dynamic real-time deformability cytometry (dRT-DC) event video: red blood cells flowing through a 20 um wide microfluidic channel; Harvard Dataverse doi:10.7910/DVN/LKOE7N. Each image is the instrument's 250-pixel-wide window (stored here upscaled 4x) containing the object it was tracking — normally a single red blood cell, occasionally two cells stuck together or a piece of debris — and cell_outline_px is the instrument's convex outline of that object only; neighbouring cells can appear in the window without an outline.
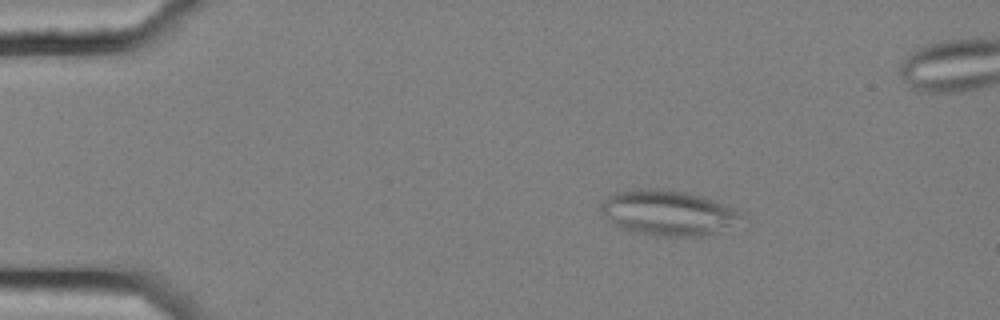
{"species": "common noctule bat (a hibernating species)", "species_latin": "Nyctalus noctula", "temperature_condition": "cold", "stored_images_in_passage": 6, "camera_frame_rate_fps": 3000, "um_per_image_px": 0.085, "animal": {"sex": "female", "body_mass_g": 25.1}, "frame": {"image": 1, "passage_image": 3, "time_ms": 0.667, "image_size_px": [1000, 320], "cell_outline_px": [[748, 228], [700, 236], [652, 236], [616, 228], [600, 212], [600, 204], [612, 192], [640, 188], [660, 188], [684, 192], [700, 196], [748, 212]], "centroid_in_image_um": [56.99, 18.13], "position_along_channel_um": 28.0, "area_um2": 39.19}}